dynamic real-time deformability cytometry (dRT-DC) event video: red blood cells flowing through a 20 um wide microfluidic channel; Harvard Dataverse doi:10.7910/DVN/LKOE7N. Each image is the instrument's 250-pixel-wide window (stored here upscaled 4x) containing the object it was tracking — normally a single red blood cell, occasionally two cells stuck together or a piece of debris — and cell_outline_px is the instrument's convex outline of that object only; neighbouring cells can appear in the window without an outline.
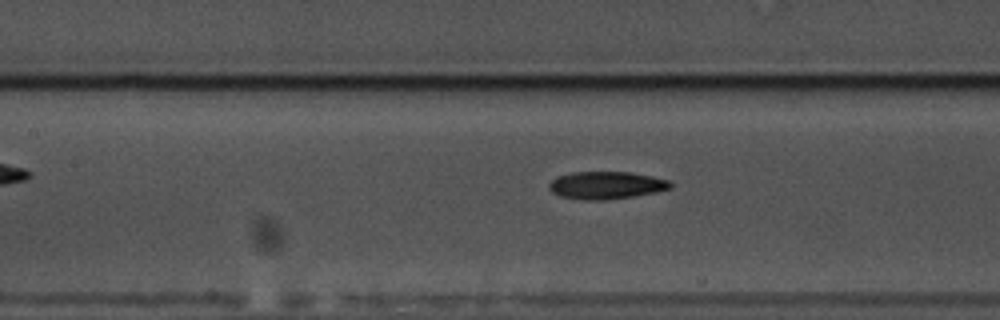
{"species": "common noctule bat (a hibernating species)", "species_latin": "Nyctalus noctula", "temperature_condition": "warm", "stored_images_in_passage": 49, "camera_frame_rate_fps": 3000, "um_per_image_px": 0.085, "animal": {"sex": "male", "body_mass_g": 17.5, "forearm_length_mm": 52.3}, "frame": {"image": 1, "passage_image": 25, "time_ms": 8.0, "image_size_px": [1000, 320], "cell_outline_px": [[672, 188], [656, 192], [632, 196], [604, 200], [580, 200], [560, 196], [552, 192], [548, 188], [548, 184], [556, 176], [572, 172], [632, 172], [652, 176], [668, 180], [672, 184]], "centroid_in_image_um": [51.5, 15.74], "position_along_channel_um": 155.9, "area_um2": 19.59}}
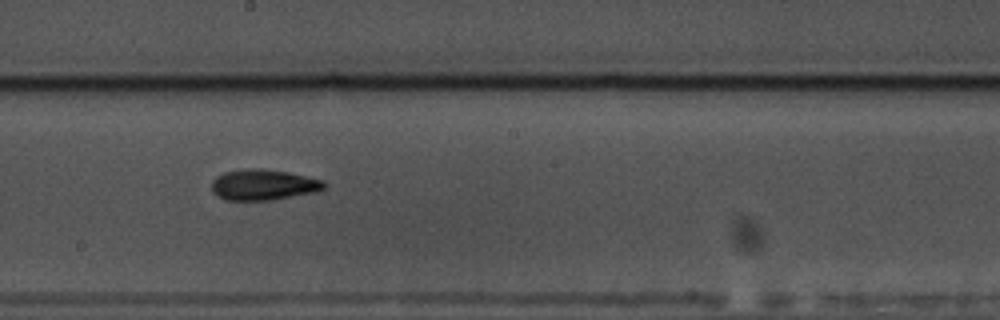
{"frame": {"image": 2, "passage_image": 31, "time_ms": 10.0, "image_size_px": [1000, 320], "cell_outline_px": [[328, 184], [324, 188], [316, 192], [272, 200], [224, 200], [216, 196], [212, 192], [212, 180], [216, 176], [224, 172], [252, 168], [260, 168], [288, 172], [324, 180]], "centroid_in_image_um": [22.39, 15.71], "position_along_channel_um": 225.8, "area_um2": 20.35}}
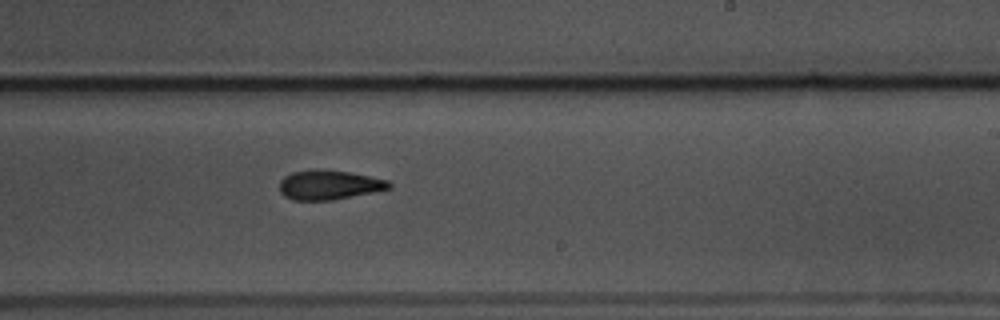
{"frame": {"image": 3, "passage_image": 34, "time_ms": 11.0, "image_size_px": [1000, 320], "cell_outline_px": [[392, 188], [332, 200], [292, 200], [284, 196], [280, 192], [280, 180], [284, 176], [292, 172], [316, 168], [324, 168], [352, 172], [388, 180], [392, 184]], "centroid_in_image_um": [27.96, 15.69], "position_along_channel_um": 261.0, "area_um2": 19.13}}